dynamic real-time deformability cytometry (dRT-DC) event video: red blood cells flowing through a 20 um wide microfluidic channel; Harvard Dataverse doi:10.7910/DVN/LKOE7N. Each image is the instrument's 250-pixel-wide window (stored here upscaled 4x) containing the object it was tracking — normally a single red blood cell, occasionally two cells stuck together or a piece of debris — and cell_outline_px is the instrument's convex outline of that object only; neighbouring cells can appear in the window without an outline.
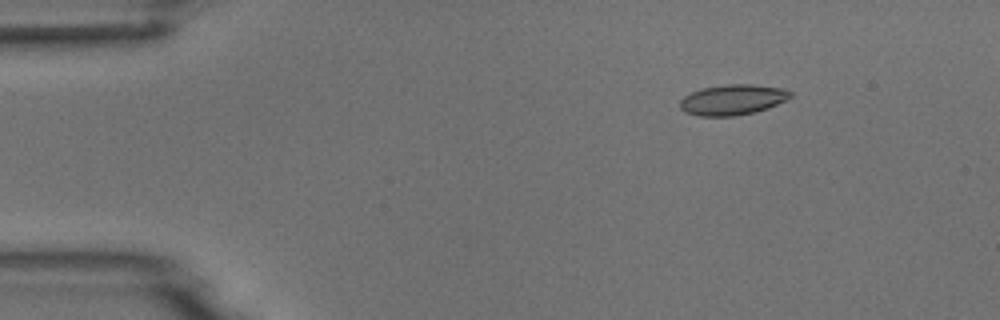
{"species": "common noctule bat (a hibernating species)", "species_latin": "Nyctalus noctula", "temperature_condition": "room temperature", "stored_images_in_passage": 5, "camera_frame_rate_fps": 3000, "um_per_image_px": 0.085, "animal": {"sex": "male", "body_mass_g": 18.8}, "frame": {"image": 1, "passage_image": 2, "time_ms": 1.333, "image_size_px": [1000, 320], "cell_outline_px": [[792, 96], [768, 108], [756, 112], [736, 116], [700, 116], [684, 112], [680, 108], [680, 100], [684, 96], [700, 88], [724, 84], [752, 84], [784, 88], [792, 92]], "centroid_in_image_um": [62.26, 8.47], "position_along_channel_um": 22.7, "area_um2": 19.77}}